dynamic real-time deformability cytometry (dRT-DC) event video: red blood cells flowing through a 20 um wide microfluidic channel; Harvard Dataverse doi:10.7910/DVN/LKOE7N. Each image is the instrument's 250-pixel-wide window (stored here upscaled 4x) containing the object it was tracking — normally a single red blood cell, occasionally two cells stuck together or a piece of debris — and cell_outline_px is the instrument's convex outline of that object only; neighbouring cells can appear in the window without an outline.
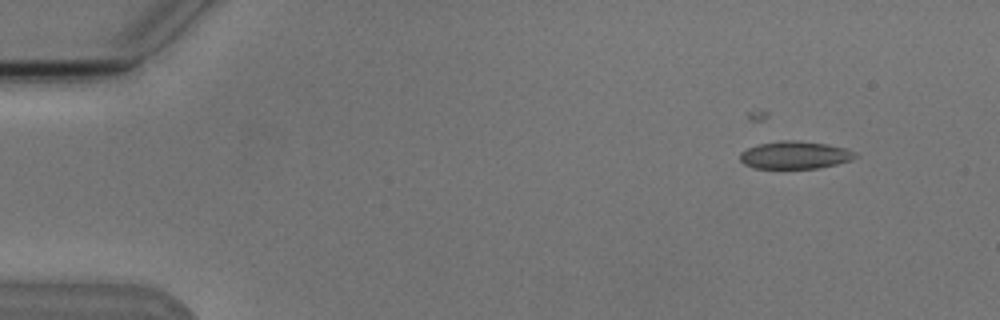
{"species": "Egyptian fruit bat (a non-hibernating species)", "species_latin": "Rousettus aegyptiacus", "temperature_condition": "cold", "stored_images_in_passage": 6, "camera_frame_rate_fps": 3000, "um_per_image_px": 0.085, "animal": {"sex": "male"}, "frame": {"image": 1, "passage_image": 3, "time_ms": 2.333, "image_size_px": [1000, 320], "cell_outline_px": [[860, 156], [852, 160], [820, 168], [756, 168], [744, 164], [740, 160], [740, 152], [748, 148], [760, 144], [784, 140], [792, 140], [824, 144], [844, 148], [856, 152]], "centroid_in_image_um": [67.6, 13.19], "position_along_channel_um": 17.4, "area_um2": 18.38}}